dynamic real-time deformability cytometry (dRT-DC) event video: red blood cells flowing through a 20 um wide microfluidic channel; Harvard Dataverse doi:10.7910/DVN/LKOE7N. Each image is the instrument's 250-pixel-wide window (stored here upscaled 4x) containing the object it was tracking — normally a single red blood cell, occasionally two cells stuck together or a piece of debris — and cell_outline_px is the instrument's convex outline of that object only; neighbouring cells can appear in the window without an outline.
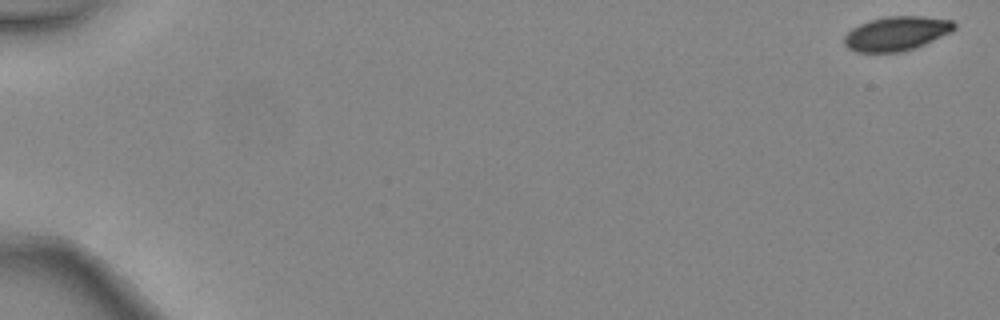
{"species": "common noctule bat (a hibernating species)", "species_latin": "Nyctalus noctula", "temperature_condition": "warm", "stored_images_in_passage": 3, "segment_of_instrument_passage": [2, 2], "camera_frame_rate_fps": 3000, "um_per_image_px": 0.085, "animal": {"sex": "female", "body_mass_g": 24.6, "forearm_length_mm": 56.2}, "frame": {"image": 1, "passage_image": 3, "time_ms": 0.667, "image_size_px": [1000, 320], "cell_outline_px": [[956, 28], [952, 32], [916, 48], [904, 52], [856, 52], [848, 48], [844, 44], [844, 36], [852, 28], [860, 24], [872, 20], [888, 16], [920, 16], [952, 20], [956, 24]], "centroid_in_image_um": [76.23, 2.86], "position_along_channel_um": 8.8, "area_um2": 22.02}}